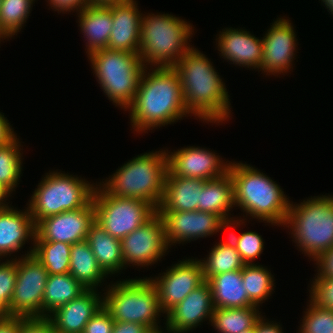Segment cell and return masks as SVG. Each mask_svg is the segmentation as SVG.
Masks as SVG:
<instances>
[{
    "mask_svg": "<svg viewBox=\"0 0 333 333\" xmlns=\"http://www.w3.org/2000/svg\"><path fill=\"white\" fill-rule=\"evenodd\" d=\"M129 111L135 134L192 117L185 106L179 73L173 67H145Z\"/></svg>",
    "mask_w": 333,
    "mask_h": 333,
    "instance_id": "obj_1",
    "label": "cell"
},
{
    "mask_svg": "<svg viewBox=\"0 0 333 333\" xmlns=\"http://www.w3.org/2000/svg\"><path fill=\"white\" fill-rule=\"evenodd\" d=\"M173 68L179 73L185 106L191 116L212 125L229 121L230 95L207 55L192 46Z\"/></svg>",
    "mask_w": 333,
    "mask_h": 333,
    "instance_id": "obj_2",
    "label": "cell"
},
{
    "mask_svg": "<svg viewBox=\"0 0 333 333\" xmlns=\"http://www.w3.org/2000/svg\"><path fill=\"white\" fill-rule=\"evenodd\" d=\"M228 171L233 179L235 208L238 207L246 215L243 214V219L242 216H236V219L227 223L226 229L232 231V228L240 225L243 229L247 217L267 225L284 227L291 201L284 189L260 169L246 162L231 161Z\"/></svg>",
    "mask_w": 333,
    "mask_h": 333,
    "instance_id": "obj_3",
    "label": "cell"
},
{
    "mask_svg": "<svg viewBox=\"0 0 333 333\" xmlns=\"http://www.w3.org/2000/svg\"><path fill=\"white\" fill-rule=\"evenodd\" d=\"M167 171L166 148L152 150L128 160L98 184L111 196L141 199L158 209L163 199Z\"/></svg>",
    "mask_w": 333,
    "mask_h": 333,
    "instance_id": "obj_4",
    "label": "cell"
},
{
    "mask_svg": "<svg viewBox=\"0 0 333 333\" xmlns=\"http://www.w3.org/2000/svg\"><path fill=\"white\" fill-rule=\"evenodd\" d=\"M192 26L171 13H142L138 54L145 67H174L193 46Z\"/></svg>",
    "mask_w": 333,
    "mask_h": 333,
    "instance_id": "obj_5",
    "label": "cell"
},
{
    "mask_svg": "<svg viewBox=\"0 0 333 333\" xmlns=\"http://www.w3.org/2000/svg\"><path fill=\"white\" fill-rule=\"evenodd\" d=\"M290 201L284 228L304 256L316 262L333 247V194Z\"/></svg>",
    "mask_w": 333,
    "mask_h": 333,
    "instance_id": "obj_6",
    "label": "cell"
},
{
    "mask_svg": "<svg viewBox=\"0 0 333 333\" xmlns=\"http://www.w3.org/2000/svg\"><path fill=\"white\" fill-rule=\"evenodd\" d=\"M112 282L101 291H104L103 307L114 321L138 323L148 330L161 327L159 320L165 313L160 307L158 291L148 277Z\"/></svg>",
    "mask_w": 333,
    "mask_h": 333,
    "instance_id": "obj_7",
    "label": "cell"
},
{
    "mask_svg": "<svg viewBox=\"0 0 333 333\" xmlns=\"http://www.w3.org/2000/svg\"><path fill=\"white\" fill-rule=\"evenodd\" d=\"M88 60L104 95L125 111L135 98L145 69L139 54L104 48L91 53Z\"/></svg>",
    "mask_w": 333,
    "mask_h": 333,
    "instance_id": "obj_8",
    "label": "cell"
},
{
    "mask_svg": "<svg viewBox=\"0 0 333 333\" xmlns=\"http://www.w3.org/2000/svg\"><path fill=\"white\" fill-rule=\"evenodd\" d=\"M79 177L58 169L45 173L27 202L35 225L46 217L81 209L92 200L97 182Z\"/></svg>",
    "mask_w": 333,
    "mask_h": 333,
    "instance_id": "obj_9",
    "label": "cell"
},
{
    "mask_svg": "<svg viewBox=\"0 0 333 333\" xmlns=\"http://www.w3.org/2000/svg\"><path fill=\"white\" fill-rule=\"evenodd\" d=\"M92 200L95 222L112 237L120 240L157 212L152 204L141 199L111 196L98 183Z\"/></svg>",
    "mask_w": 333,
    "mask_h": 333,
    "instance_id": "obj_10",
    "label": "cell"
},
{
    "mask_svg": "<svg viewBox=\"0 0 333 333\" xmlns=\"http://www.w3.org/2000/svg\"><path fill=\"white\" fill-rule=\"evenodd\" d=\"M34 247L18 256L14 292L8 306L10 316L43 317L42 303L48 279L45 267L32 255Z\"/></svg>",
    "mask_w": 333,
    "mask_h": 333,
    "instance_id": "obj_11",
    "label": "cell"
},
{
    "mask_svg": "<svg viewBox=\"0 0 333 333\" xmlns=\"http://www.w3.org/2000/svg\"><path fill=\"white\" fill-rule=\"evenodd\" d=\"M121 248L123 270L128 266L148 268L162 261L170 248L165 240V226L160 214L156 212L142 226L122 238Z\"/></svg>",
    "mask_w": 333,
    "mask_h": 333,
    "instance_id": "obj_12",
    "label": "cell"
},
{
    "mask_svg": "<svg viewBox=\"0 0 333 333\" xmlns=\"http://www.w3.org/2000/svg\"><path fill=\"white\" fill-rule=\"evenodd\" d=\"M273 21L262 37V64L259 71L266 76L279 77L280 74L293 71L298 39L291 20L280 16Z\"/></svg>",
    "mask_w": 333,
    "mask_h": 333,
    "instance_id": "obj_13",
    "label": "cell"
},
{
    "mask_svg": "<svg viewBox=\"0 0 333 333\" xmlns=\"http://www.w3.org/2000/svg\"><path fill=\"white\" fill-rule=\"evenodd\" d=\"M158 275L148 278L158 291L160 307L165 314L205 282L202 264L194 257L178 260Z\"/></svg>",
    "mask_w": 333,
    "mask_h": 333,
    "instance_id": "obj_14",
    "label": "cell"
},
{
    "mask_svg": "<svg viewBox=\"0 0 333 333\" xmlns=\"http://www.w3.org/2000/svg\"><path fill=\"white\" fill-rule=\"evenodd\" d=\"M165 226L168 247L211 237L226 230L227 222L218 214L202 211H157Z\"/></svg>",
    "mask_w": 333,
    "mask_h": 333,
    "instance_id": "obj_15",
    "label": "cell"
},
{
    "mask_svg": "<svg viewBox=\"0 0 333 333\" xmlns=\"http://www.w3.org/2000/svg\"><path fill=\"white\" fill-rule=\"evenodd\" d=\"M166 153L168 172L172 176L210 180L227 173L231 162L223 160L214 150L194 145L173 152L167 148Z\"/></svg>",
    "mask_w": 333,
    "mask_h": 333,
    "instance_id": "obj_16",
    "label": "cell"
},
{
    "mask_svg": "<svg viewBox=\"0 0 333 333\" xmlns=\"http://www.w3.org/2000/svg\"><path fill=\"white\" fill-rule=\"evenodd\" d=\"M95 222L93 200L85 207L44 218L35 225V240L74 244L87 240Z\"/></svg>",
    "mask_w": 333,
    "mask_h": 333,
    "instance_id": "obj_17",
    "label": "cell"
},
{
    "mask_svg": "<svg viewBox=\"0 0 333 333\" xmlns=\"http://www.w3.org/2000/svg\"><path fill=\"white\" fill-rule=\"evenodd\" d=\"M214 309L211 289L205 281L162 317L172 333H188L207 320L210 324Z\"/></svg>",
    "mask_w": 333,
    "mask_h": 333,
    "instance_id": "obj_18",
    "label": "cell"
},
{
    "mask_svg": "<svg viewBox=\"0 0 333 333\" xmlns=\"http://www.w3.org/2000/svg\"><path fill=\"white\" fill-rule=\"evenodd\" d=\"M217 35L215 45L221 58L235 67L257 69L259 72L262 64V37H256L247 29L233 27L223 28Z\"/></svg>",
    "mask_w": 333,
    "mask_h": 333,
    "instance_id": "obj_19",
    "label": "cell"
},
{
    "mask_svg": "<svg viewBox=\"0 0 333 333\" xmlns=\"http://www.w3.org/2000/svg\"><path fill=\"white\" fill-rule=\"evenodd\" d=\"M35 223L28 206L21 210L11 205L0 209V258L16 259L11 255L21 251L26 242L34 246ZM31 240V241H29ZM33 241V242H32ZM14 256V258L12 257Z\"/></svg>",
    "mask_w": 333,
    "mask_h": 333,
    "instance_id": "obj_20",
    "label": "cell"
},
{
    "mask_svg": "<svg viewBox=\"0 0 333 333\" xmlns=\"http://www.w3.org/2000/svg\"><path fill=\"white\" fill-rule=\"evenodd\" d=\"M87 289L77 298L57 308L50 319L56 333H83L88 321L103 307V294Z\"/></svg>",
    "mask_w": 333,
    "mask_h": 333,
    "instance_id": "obj_21",
    "label": "cell"
},
{
    "mask_svg": "<svg viewBox=\"0 0 333 333\" xmlns=\"http://www.w3.org/2000/svg\"><path fill=\"white\" fill-rule=\"evenodd\" d=\"M112 6V30L108 48L139 53L142 12L136 0H126Z\"/></svg>",
    "mask_w": 333,
    "mask_h": 333,
    "instance_id": "obj_22",
    "label": "cell"
},
{
    "mask_svg": "<svg viewBox=\"0 0 333 333\" xmlns=\"http://www.w3.org/2000/svg\"><path fill=\"white\" fill-rule=\"evenodd\" d=\"M75 14L86 42L87 57L95 51L108 48L112 30V6L88 5Z\"/></svg>",
    "mask_w": 333,
    "mask_h": 333,
    "instance_id": "obj_23",
    "label": "cell"
},
{
    "mask_svg": "<svg viewBox=\"0 0 333 333\" xmlns=\"http://www.w3.org/2000/svg\"><path fill=\"white\" fill-rule=\"evenodd\" d=\"M205 180L172 176L168 171L162 202L157 211H197Z\"/></svg>",
    "mask_w": 333,
    "mask_h": 333,
    "instance_id": "obj_24",
    "label": "cell"
},
{
    "mask_svg": "<svg viewBox=\"0 0 333 333\" xmlns=\"http://www.w3.org/2000/svg\"><path fill=\"white\" fill-rule=\"evenodd\" d=\"M234 207V185L229 171L218 178L205 180L200 192L199 211L218 214L228 223L236 219L230 212Z\"/></svg>",
    "mask_w": 333,
    "mask_h": 333,
    "instance_id": "obj_25",
    "label": "cell"
},
{
    "mask_svg": "<svg viewBox=\"0 0 333 333\" xmlns=\"http://www.w3.org/2000/svg\"><path fill=\"white\" fill-rule=\"evenodd\" d=\"M215 308H243L255 306L248 298L242 281V269L229 271L207 280Z\"/></svg>",
    "mask_w": 333,
    "mask_h": 333,
    "instance_id": "obj_26",
    "label": "cell"
},
{
    "mask_svg": "<svg viewBox=\"0 0 333 333\" xmlns=\"http://www.w3.org/2000/svg\"><path fill=\"white\" fill-rule=\"evenodd\" d=\"M87 241L98 265L108 276L122 273L123 254L120 239L112 237L94 222L89 228Z\"/></svg>",
    "mask_w": 333,
    "mask_h": 333,
    "instance_id": "obj_27",
    "label": "cell"
},
{
    "mask_svg": "<svg viewBox=\"0 0 333 333\" xmlns=\"http://www.w3.org/2000/svg\"><path fill=\"white\" fill-rule=\"evenodd\" d=\"M69 273L86 289L97 290L109 278L98 265L87 240L71 244Z\"/></svg>",
    "mask_w": 333,
    "mask_h": 333,
    "instance_id": "obj_28",
    "label": "cell"
},
{
    "mask_svg": "<svg viewBox=\"0 0 333 333\" xmlns=\"http://www.w3.org/2000/svg\"><path fill=\"white\" fill-rule=\"evenodd\" d=\"M86 290L70 273L49 275L43 294V317H48Z\"/></svg>",
    "mask_w": 333,
    "mask_h": 333,
    "instance_id": "obj_29",
    "label": "cell"
},
{
    "mask_svg": "<svg viewBox=\"0 0 333 333\" xmlns=\"http://www.w3.org/2000/svg\"><path fill=\"white\" fill-rule=\"evenodd\" d=\"M260 307L215 308L211 318V326L218 333H240L255 327L262 317Z\"/></svg>",
    "mask_w": 333,
    "mask_h": 333,
    "instance_id": "obj_30",
    "label": "cell"
},
{
    "mask_svg": "<svg viewBox=\"0 0 333 333\" xmlns=\"http://www.w3.org/2000/svg\"><path fill=\"white\" fill-rule=\"evenodd\" d=\"M206 257L200 258L203 267L205 281L215 275L240 270L245 266L235 245L228 238L220 240L211 247Z\"/></svg>",
    "mask_w": 333,
    "mask_h": 333,
    "instance_id": "obj_31",
    "label": "cell"
},
{
    "mask_svg": "<svg viewBox=\"0 0 333 333\" xmlns=\"http://www.w3.org/2000/svg\"><path fill=\"white\" fill-rule=\"evenodd\" d=\"M242 281L249 300L260 307L275 290V277L267 266L261 264H245L242 268Z\"/></svg>",
    "mask_w": 333,
    "mask_h": 333,
    "instance_id": "obj_32",
    "label": "cell"
},
{
    "mask_svg": "<svg viewBox=\"0 0 333 333\" xmlns=\"http://www.w3.org/2000/svg\"><path fill=\"white\" fill-rule=\"evenodd\" d=\"M32 255L45 267L49 275L69 273L71 244L34 240Z\"/></svg>",
    "mask_w": 333,
    "mask_h": 333,
    "instance_id": "obj_33",
    "label": "cell"
},
{
    "mask_svg": "<svg viewBox=\"0 0 333 333\" xmlns=\"http://www.w3.org/2000/svg\"><path fill=\"white\" fill-rule=\"evenodd\" d=\"M16 136L11 142L0 147V184L11 194L20 184L23 171V145ZM19 182V183H18Z\"/></svg>",
    "mask_w": 333,
    "mask_h": 333,
    "instance_id": "obj_34",
    "label": "cell"
},
{
    "mask_svg": "<svg viewBox=\"0 0 333 333\" xmlns=\"http://www.w3.org/2000/svg\"><path fill=\"white\" fill-rule=\"evenodd\" d=\"M38 1V0H37ZM36 0H2L0 4V35L14 38L23 29Z\"/></svg>",
    "mask_w": 333,
    "mask_h": 333,
    "instance_id": "obj_35",
    "label": "cell"
},
{
    "mask_svg": "<svg viewBox=\"0 0 333 333\" xmlns=\"http://www.w3.org/2000/svg\"><path fill=\"white\" fill-rule=\"evenodd\" d=\"M297 333H333V310L323 309L308 300Z\"/></svg>",
    "mask_w": 333,
    "mask_h": 333,
    "instance_id": "obj_36",
    "label": "cell"
},
{
    "mask_svg": "<svg viewBox=\"0 0 333 333\" xmlns=\"http://www.w3.org/2000/svg\"><path fill=\"white\" fill-rule=\"evenodd\" d=\"M228 238L235 245L245 264H255L254 260H257L263 253L264 240L258 232L248 230L237 235L232 231Z\"/></svg>",
    "mask_w": 333,
    "mask_h": 333,
    "instance_id": "obj_37",
    "label": "cell"
},
{
    "mask_svg": "<svg viewBox=\"0 0 333 333\" xmlns=\"http://www.w3.org/2000/svg\"><path fill=\"white\" fill-rule=\"evenodd\" d=\"M308 286L309 299L317 306L333 310V277L316 273Z\"/></svg>",
    "mask_w": 333,
    "mask_h": 333,
    "instance_id": "obj_38",
    "label": "cell"
},
{
    "mask_svg": "<svg viewBox=\"0 0 333 333\" xmlns=\"http://www.w3.org/2000/svg\"><path fill=\"white\" fill-rule=\"evenodd\" d=\"M17 277V261L5 259L0 261V303L7 309L11 301Z\"/></svg>",
    "mask_w": 333,
    "mask_h": 333,
    "instance_id": "obj_39",
    "label": "cell"
},
{
    "mask_svg": "<svg viewBox=\"0 0 333 333\" xmlns=\"http://www.w3.org/2000/svg\"><path fill=\"white\" fill-rule=\"evenodd\" d=\"M115 321L102 307L85 325L83 333H112Z\"/></svg>",
    "mask_w": 333,
    "mask_h": 333,
    "instance_id": "obj_40",
    "label": "cell"
},
{
    "mask_svg": "<svg viewBox=\"0 0 333 333\" xmlns=\"http://www.w3.org/2000/svg\"><path fill=\"white\" fill-rule=\"evenodd\" d=\"M19 333H56L48 317H19Z\"/></svg>",
    "mask_w": 333,
    "mask_h": 333,
    "instance_id": "obj_41",
    "label": "cell"
},
{
    "mask_svg": "<svg viewBox=\"0 0 333 333\" xmlns=\"http://www.w3.org/2000/svg\"><path fill=\"white\" fill-rule=\"evenodd\" d=\"M47 6L58 14H69V12H79L89 5V0H46Z\"/></svg>",
    "mask_w": 333,
    "mask_h": 333,
    "instance_id": "obj_42",
    "label": "cell"
},
{
    "mask_svg": "<svg viewBox=\"0 0 333 333\" xmlns=\"http://www.w3.org/2000/svg\"><path fill=\"white\" fill-rule=\"evenodd\" d=\"M314 263L317 265L315 271L319 275L333 277V247Z\"/></svg>",
    "mask_w": 333,
    "mask_h": 333,
    "instance_id": "obj_43",
    "label": "cell"
},
{
    "mask_svg": "<svg viewBox=\"0 0 333 333\" xmlns=\"http://www.w3.org/2000/svg\"><path fill=\"white\" fill-rule=\"evenodd\" d=\"M16 136L17 133L14 131V127L12 128L7 117L0 111V147L11 142Z\"/></svg>",
    "mask_w": 333,
    "mask_h": 333,
    "instance_id": "obj_44",
    "label": "cell"
},
{
    "mask_svg": "<svg viewBox=\"0 0 333 333\" xmlns=\"http://www.w3.org/2000/svg\"><path fill=\"white\" fill-rule=\"evenodd\" d=\"M262 316L255 325V333H284L280 322ZM279 323V324H278Z\"/></svg>",
    "mask_w": 333,
    "mask_h": 333,
    "instance_id": "obj_45",
    "label": "cell"
},
{
    "mask_svg": "<svg viewBox=\"0 0 333 333\" xmlns=\"http://www.w3.org/2000/svg\"><path fill=\"white\" fill-rule=\"evenodd\" d=\"M147 330L145 326L138 323L115 321L112 333H146Z\"/></svg>",
    "mask_w": 333,
    "mask_h": 333,
    "instance_id": "obj_46",
    "label": "cell"
},
{
    "mask_svg": "<svg viewBox=\"0 0 333 333\" xmlns=\"http://www.w3.org/2000/svg\"><path fill=\"white\" fill-rule=\"evenodd\" d=\"M0 333H19V316H8L0 320Z\"/></svg>",
    "mask_w": 333,
    "mask_h": 333,
    "instance_id": "obj_47",
    "label": "cell"
},
{
    "mask_svg": "<svg viewBox=\"0 0 333 333\" xmlns=\"http://www.w3.org/2000/svg\"><path fill=\"white\" fill-rule=\"evenodd\" d=\"M11 193L0 184V209H3L10 204V201L8 200L9 197H11ZM9 201V202H7ZM9 204V205H8Z\"/></svg>",
    "mask_w": 333,
    "mask_h": 333,
    "instance_id": "obj_48",
    "label": "cell"
},
{
    "mask_svg": "<svg viewBox=\"0 0 333 333\" xmlns=\"http://www.w3.org/2000/svg\"><path fill=\"white\" fill-rule=\"evenodd\" d=\"M126 0H89V5H111L115 3H121Z\"/></svg>",
    "mask_w": 333,
    "mask_h": 333,
    "instance_id": "obj_49",
    "label": "cell"
},
{
    "mask_svg": "<svg viewBox=\"0 0 333 333\" xmlns=\"http://www.w3.org/2000/svg\"><path fill=\"white\" fill-rule=\"evenodd\" d=\"M321 3H324L325 8L333 16V0H321Z\"/></svg>",
    "mask_w": 333,
    "mask_h": 333,
    "instance_id": "obj_50",
    "label": "cell"
},
{
    "mask_svg": "<svg viewBox=\"0 0 333 333\" xmlns=\"http://www.w3.org/2000/svg\"><path fill=\"white\" fill-rule=\"evenodd\" d=\"M165 328V329H164ZM164 328L163 327H160V328H155V329H149V330H147V332L146 333H172L169 329H168V327L165 325L164 326ZM165 330V331H164ZM167 330V331H166ZM164 331V332H163Z\"/></svg>",
    "mask_w": 333,
    "mask_h": 333,
    "instance_id": "obj_51",
    "label": "cell"
},
{
    "mask_svg": "<svg viewBox=\"0 0 333 333\" xmlns=\"http://www.w3.org/2000/svg\"><path fill=\"white\" fill-rule=\"evenodd\" d=\"M9 316L7 309L0 303V320Z\"/></svg>",
    "mask_w": 333,
    "mask_h": 333,
    "instance_id": "obj_52",
    "label": "cell"
},
{
    "mask_svg": "<svg viewBox=\"0 0 333 333\" xmlns=\"http://www.w3.org/2000/svg\"><path fill=\"white\" fill-rule=\"evenodd\" d=\"M240 333H255V327L252 328V329H248V330L242 331Z\"/></svg>",
    "mask_w": 333,
    "mask_h": 333,
    "instance_id": "obj_53",
    "label": "cell"
},
{
    "mask_svg": "<svg viewBox=\"0 0 333 333\" xmlns=\"http://www.w3.org/2000/svg\"><path fill=\"white\" fill-rule=\"evenodd\" d=\"M5 40L1 35H0V43L1 41Z\"/></svg>",
    "mask_w": 333,
    "mask_h": 333,
    "instance_id": "obj_54",
    "label": "cell"
}]
</instances>
